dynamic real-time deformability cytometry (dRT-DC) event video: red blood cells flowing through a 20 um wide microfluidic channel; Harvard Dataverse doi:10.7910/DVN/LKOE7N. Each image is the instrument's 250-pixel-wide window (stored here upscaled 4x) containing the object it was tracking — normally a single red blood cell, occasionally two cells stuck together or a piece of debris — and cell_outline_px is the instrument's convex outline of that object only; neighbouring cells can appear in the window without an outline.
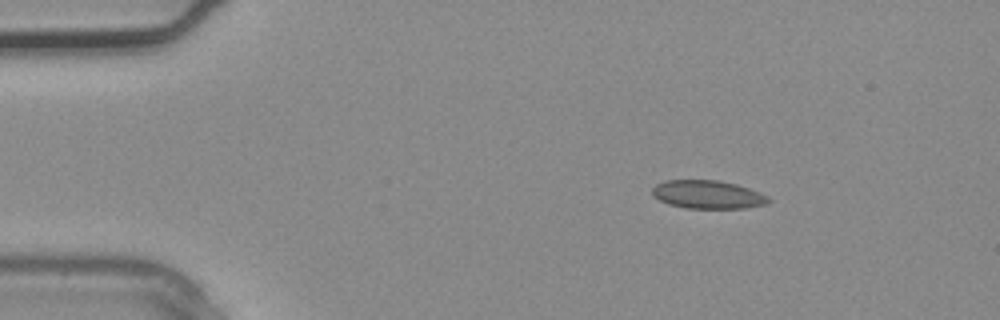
{"species": "common noctule bat (a hibernating species)", "species_latin": "Nyctalus noctula", "temperature_condition": "warm", "stored_images_in_passage": 3, "camera_frame_rate_fps": 3000, "um_per_image_px": 0.085, "animal": {"sex": "male", "body_mass_g": 20.4}, "frame": {"image": 1, "passage_image": 1, "time_ms": 0.0, "image_size_px": [1000, 320], "cell_outline_px": [[772, 200], [768, 204], [744, 208], [688, 208], [668, 204], [652, 196], [652, 188], [656, 184], [664, 180], [716, 180], [736, 184], [760, 192], [768, 196]], "centroid_in_image_um": [60.16, 16.53], "position_along_channel_um": 24.8, "area_um2": 19.25}}